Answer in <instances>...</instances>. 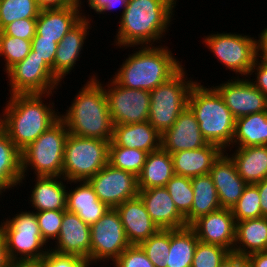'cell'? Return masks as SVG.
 <instances>
[{
  "label": "cell",
  "mask_w": 267,
  "mask_h": 267,
  "mask_svg": "<svg viewBox=\"0 0 267 267\" xmlns=\"http://www.w3.org/2000/svg\"><path fill=\"white\" fill-rule=\"evenodd\" d=\"M176 2L178 0H126L120 8L123 10L111 45L122 51L134 46L159 45L176 20Z\"/></svg>",
  "instance_id": "cell-1"
},
{
  "label": "cell",
  "mask_w": 267,
  "mask_h": 267,
  "mask_svg": "<svg viewBox=\"0 0 267 267\" xmlns=\"http://www.w3.org/2000/svg\"><path fill=\"white\" fill-rule=\"evenodd\" d=\"M54 93L57 92L13 94L2 106L1 129L20 151L60 119V112L55 108L57 105L50 99Z\"/></svg>",
  "instance_id": "cell-2"
},
{
  "label": "cell",
  "mask_w": 267,
  "mask_h": 267,
  "mask_svg": "<svg viewBox=\"0 0 267 267\" xmlns=\"http://www.w3.org/2000/svg\"><path fill=\"white\" fill-rule=\"evenodd\" d=\"M93 75L77 91L67 106L60 112L70 134L78 137L96 138L111 141L114 124L108 108L106 93L98 73ZM101 81V82H100Z\"/></svg>",
  "instance_id": "cell-3"
},
{
  "label": "cell",
  "mask_w": 267,
  "mask_h": 267,
  "mask_svg": "<svg viewBox=\"0 0 267 267\" xmlns=\"http://www.w3.org/2000/svg\"><path fill=\"white\" fill-rule=\"evenodd\" d=\"M134 48L112 75L122 87L152 91L185 66L165 43Z\"/></svg>",
  "instance_id": "cell-4"
},
{
  "label": "cell",
  "mask_w": 267,
  "mask_h": 267,
  "mask_svg": "<svg viewBox=\"0 0 267 267\" xmlns=\"http://www.w3.org/2000/svg\"><path fill=\"white\" fill-rule=\"evenodd\" d=\"M195 82L189 92L188 107L195 114L199 129L208 143L220 146L224 151L231 144L235 130V118L218 91ZM208 87V88H207Z\"/></svg>",
  "instance_id": "cell-5"
},
{
  "label": "cell",
  "mask_w": 267,
  "mask_h": 267,
  "mask_svg": "<svg viewBox=\"0 0 267 267\" xmlns=\"http://www.w3.org/2000/svg\"><path fill=\"white\" fill-rule=\"evenodd\" d=\"M68 135L67 126L59 119L21 151L22 179L19 187L23 184L25 186L26 178L29 177L28 172L31 171L34 177L62 176L65 142Z\"/></svg>",
  "instance_id": "cell-6"
},
{
  "label": "cell",
  "mask_w": 267,
  "mask_h": 267,
  "mask_svg": "<svg viewBox=\"0 0 267 267\" xmlns=\"http://www.w3.org/2000/svg\"><path fill=\"white\" fill-rule=\"evenodd\" d=\"M188 76L183 66L168 81L150 91L148 122L161 135L170 129L179 114L188 107L190 89L197 81Z\"/></svg>",
  "instance_id": "cell-7"
},
{
  "label": "cell",
  "mask_w": 267,
  "mask_h": 267,
  "mask_svg": "<svg viewBox=\"0 0 267 267\" xmlns=\"http://www.w3.org/2000/svg\"><path fill=\"white\" fill-rule=\"evenodd\" d=\"M18 211L0 221L10 260H41L50 250L43 240L34 211Z\"/></svg>",
  "instance_id": "cell-8"
},
{
  "label": "cell",
  "mask_w": 267,
  "mask_h": 267,
  "mask_svg": "<svg viewBox=\"0 0 267 267\" xmlns=\"http://www.w3.org/2000/svg\"><path fill=\"white\" fill-rule=\"evenodd\" d=\"M110 141L68 135L62 176L67 181L88 180L108 163Z\"/></svg>",
  "instance_id": "cell-9"
},
{
  "label": "cell",
  "mask_w": 267,
  "mask_h": 267,
  "mask_svg": "<svg viewBox=\"0 0 267 267\" xmlns=\"http://www.w3.org/2000/svg\"><path fill=\"white\" fill-rule=\"evenodd\" d=\"M250 34L237 32H212L205 35L202 44L209 49L226 70L233 72L232 77H248L257 59L256 39Z\"/></svg>",
  "instance_id": "cell-10"
},
{
  "label": "cell",
  "mask_w": 267,
  "mask_h": 267,
  "mask_svg": "<svg viewBox=\"0 0 267 267\" xmlns=\"http://www.w3.org/2000/svg\"><path fill=\"white\" fill-rule=\"evenodd\" d=\"M90 239L91 266L96 264V266L103 267L109 262L111 265L130 245L115 208H109L95 224L90 226ZM100 263L103 266L99 265Z\"/></svg>",
  "instance_id": "cell-11"
},
{
  "label": "cell",
  "mask_w": 267,
  "mask_h": 267,
  "mask_svg": "<svg viewBox=\"0 0 267 267\" xmlns=\"http://www.w3.org/2000/svg\"><path fill=\"white\" fill-rule=\"evenodd\" d=\"M5 73L9 95L57 92L62 87L52 69L36 55H28Z\"/></svg>",
  "instance_id": "cell-12"
},
{
  "label": "cell",
  "mask_w": 267,
  "mask_h": 267,
  "mask_svg": "<svg viewBox=\"0 0 267 267\" xmlns=\"http://www.w3.org/2000/svg\"><path fill=\"white\" fill-rule=\"evenodd\" d=\"M103 88L114 125L148 121L150 91L122 87L111 76Z\"/></svg>",
  "instance_id": "cell-13"
},
{
  "label": "cell",
  "mask_w": 267,
  "mask_h": 267,
  "mask_svg": "<svg viewBox=\"0 0 267 267\" xmlns=\"http://www.w3.org/2000/svg\"><path fill=\"white\" fill-rule=\"evenodd\" d=\"M98 199L109 208H116L126 200L138 196V178L107 163L88 180Z\"/></svg>",
  "instance_id": "cell-14"
},
{
  "label": "cell",
  "mask_w": 267,
  "mask_h": 267,
  "mask_svg": "<svg viewBox=\"0 0 267 267\" xmlns=\"http://www.w3.org/2000/svg\"><path fill=\"white\" fill-rule=\"evenodd\" d=\"M213 86L235 119L267 111V97L247 77H229Z\"/></svg>",
  "instance_id": "cell-15"
},
{
  "label": "cell",
  "mask_w": 267,
  "mask_h": 267,
  "mask_svg": "<svg viewBox=\"0 0 267 267\" xmlns=\"http://www.w3.org/2000/svg\"><path fill=\"white\" fill-rule=\"evenodd\" d=\"M190 227L200 242L220 245L232 253L235 243L236 221L231 209L215 210L195 220Z\"/></svg>",
  "instance_id": "cell-16"
},
{
  "label": "cell",
  "mask_w": 267,
  "mask_h": 267,
  "mask_svg": "<svg viewBox=\"0 0 267 267\" xmlns=\"http://www.w3.org/2000/svg\"><path fill=\"white\" fill-rule=\"evenodd\" d=\"M92 19L84 17L58 43L54 58V76L63 84L65 83L63 79L71 74L70 72L75 69L78 61L83 57L81 54L84 52V46L89 37L87 35H90L89 32L93 28L91 22L94 21Z\"/></svg>",
  "instance_id": "cell-17"
},
{
  "label": "cell",
  "mask_w": 267,
  "mask_h": 267,
  "mask_svg": "<svg viewBox=\"0 0 267 267\" xmlns=\"http://www.w3.org/2000/svg\"><path fill=\"white\" fill-rule=\"evenodd\" d=\"M54 243L50 246V250L59 254L79 256L91 267L90 226L76 213L64 210L59 236Z\"/></svg>",
  "instance_id": "cell-18"
},
{
  "label": "cell",
  "mask_w": 267,
  "mask_h": 267,
  "mask_svg": "<svg viewBox=\"0 0 267 267\" xmlns=\"http://www.w3.org/2000/svg\"><path fill=\"white\" fill-rule=\"evenodd\" d=\"M207 144V140L199 129L196 116L189 107L184 109L170 129L161 135V148L170 154L199 149Z\"/></svg>",
  "instance_id": "cell-19"
},
{
  "label": "cell",
  "mask_w": 267,
  "mask_h": 267,
  "mask_svg": "<svg viewBox=\"0 0 267 267\" xmlns=\"http://www.w3.org/2000/svg\"><path fill=\"white\" fill-rule=\"evenodd\" d=\"M138 196L159 229L171 230L187 226L185 217L177 210L165 186L139 190Z\"/></svg>",
  "instance_id": "cell-20"
},
{
  "label": "cell",
  "mask_w": 267,
  "mask_h": 267,
  "mask_svg": "<svg viewBox=\"0 0 267 267\" xmlns=\"http://www.w3.org/2000/svg\"><path fill=\"white\" fill-rule=\"evenodd\" d=\"M80 2L73 6L62 9H44L37 17L36 34L41 39L53 40L57 43L63 36L69 32L84 17L91 18L93 15H87Z\"/></svg>",
  "instance_id": "cell-21"
},
{
  "label": "cell",
  "mask_w": 267,
  "mask_h": 267,
  "mask_svg": "<svg viewBox=\"0 0 267 267\" xmlns=\"http://www.w3.org/2000/svg\"><path fill=\"white\" fill-rule=\"evenodd\" d=\"M115 209L130 245H140L160 230L150 218L139 196L126 200Z\"/></svg>",
  "instance_id": "cell-22"
},
{
  "label": "cell",
  "mask_w": 267,
  "mask_h": 267,
  "mask_svg": "<svg viewBox=\"0 0 267 267\" xmlns=\"http://www.w3.org/2000/svg\"><path fill=\"white\" fill-rule=\"evenodd\" d=\"M209 175L216 187L221 207L232 209L247 183L240 177L234 161L225 151L215 161Z\"/></svg>",
  "instance_id": "cell-23"
},
{
  "label": "cell",
  "mask_w": 267,
  "mask_h": 267,
  "mask_svg": "<svg viewBox=\"0 0 267 267\" xmlns=\"http://www.w3.org/2000/svg\"><path fill=\"white\" fill-rule=\"evenodd\" d=\"M33 178L35 183H32L34 186L30 187L31 194L27 199L29 207L33 208L31 211L66 210L68 181L63 176H33Z\"/></svg>",
  "instance_id": "cell-24"
},
{
  "label": "cell",
  "mask_w": 267,
  "mask_h": 267,
  "mask_svg": "<svg viewBox=\"0 0 267 267\" xmlns=\"http://www.w3.org/2000/svg\"><path fill=\"white\" fill-rule=\"evenodd\" d=\"M74 183V184H73ZM66 210L76 213L89 226L95 224L109 209L98 199L94 189L87 180L68 181ZM75 184L74 187H72Z\"/></svg>",
  "instance_id": "cell-25"
},
{
  "label": "cell",
  "mask_w": 267,
  "mask_h": 267,
  "mask_svg": "<svg viewBox=\"0 0 267 267\" xmlns=\"http://www.w3.org/2000/svg\"><path fill=\"white\" fill-rule=\"evenodd\" d=\"M109 147L136 148L150 153L161 148V134L148 121L118 124L113 127Z\"/></svg>",
  "instance_id": "cell-26"
},
{
  "label": "cell",
  "mask_w": 267,
  "mask_h": 267,
  "mask_svg": "<svg viewBox=\"0 0 267 267\" xmlns=\"http://www.w3.org/2000/svg\"><path fill=\"white\" fill-rule=\"evenodd\" d=\"M224 150L213 143L199 149H190L172 153L174 173L185 177L209 174L215 161Z\"/></svg>",
  "instance_id": "cell-27"
},
{
  "label": "cell",
  "mask_w": 267,
  "mask_h": 267,
  "mask_svg": "<svg viewBox=\"0 0 267 267\" xmlns=\"http://www.w3.org/2000/svg\"><path fill=\"white\" fill-rule=\"evenodd\" d=\"M228 149L230 153L228 150L225 152L234 161L238 174L247 184H256L267 178V145Z\"/></svg>",
  "instance_id": "cell-28"
},
{
  "label": "cell",
  "mask_w": 267,
  "mask_h": 267,
  "mask_svg": "<svg viewBox=\"0 0 267 267\" xmlns=\"http://www.w3.org/2000/svg\"><path fill=\"white\" fill-rule=\"evenodd\" d=\"M262 251H267V217L237 221L232 253L247 257Z\"/></svg>",
  "instance_id": "cell-29"
},
{
  "label": "cell",
  "mask_w": 267,
  "mask_h": 267,
  "mask_svg": "<svg viewBox=\"0 0 267 267\" xmlns=\"http://www.w3.org/2000/svg\"><path fill=\"white\" fill-rule=\"evenodd\" d=\"M22 179L21 151L0 128V197L17 188ZM3 193V194H2ZM3 195V196H2ZM0 200L2 201L3 198Z\"/></svg>",
  "instance_id": "cell-30"
},
{
  "label": "cell",
  "mask_w": 267,
  "mask_h": 267,
  "mask_svg": "<svg viewBox=\"0 0 267 267\" xmlns=\"http://www.w3.org/2000/svg\"><path fill=\"white\" fill-rule=\"evenodd\" d=\"M172 155L160 148L147 155L146 162L138 178V189L146 190L164 187L174 176Z\"/></svg>",
  "instance_id": "cell-31"
},
{
  "label": "cell",
  "mask_w": 267,
  "mask_h": 267,
  "mask_svg": "<svg viewBox=\"0 0 267 267\" xmlns=\"http://www.w3.org/2000/svg\"><path fill=\"white\" fill-rule=\"evenodd\" d=\"M267 145V111L235 119V130L229 148Z\"/></svg>",
  "instance_id": "cell-32"
},
{
  "label": "cell",
  "mask_w": 267,
  "mask_h": 267,
  "mask_svg": "<svg viewBox=\"0 0 267 267\" xmlns=\"http://www.w3.org/2000/svg\"><path fill=\"white\" fill-rule=\"evenodd\" d=\"M191 184L194 194L191 211L185 216L187 226L198 218L222 208L216 187L209 174L192 177Z\"/></svg>",
  "instance_id": "cell-33"
},
{
  "label": "cell",
  "mask_w": 267,
  "mask_h": 267,
  "mask_svg": "<svg viewBox=\"0 0 267 267\" xmlns=\"http://www.w3.org/2000/svg\"><path fill=\"white\" fill-rule=\"evenodd\" d=\"M196 233L190 226L170 230V248L166 267H192L198 244Z\"/></svg>",
  "instance_id": "cell-34"
},
{
  "label": "cell",
  "mask_w": 267,
  "mask_h": 267,
  "mask_svg": "<svg viewBox=\"0 0 267 267\" xmlns=\"http://www.w3.org/2000/svg\"><path fill=\"white\" fill-rule=\"evenodd\" d=\"M148 152L127 147H109L108 163L138 177L146 162Z\"/></svg>",
  "instance_id": "cell-35"
},
{
  "label": "cell",
  "mask_w": 267,
  "mask_h": 267,
  "mask_svg": "<svg viewBox=\"0 0 267 267\" xmlns=\"http://www.w3.org/2000/svg\"><path fill=\"white\" fill-rule=\"evenodd\" d=\"M40 11L37 0H0V31L18 19L37 18Z\"/></svg>",
  "instance_id": "cell-36"
},
{
  "label": "cell",
  "mask_w": 267,
  "mask_h": 267,
  "mask_svg": "<svg viewBox=\"0 0 267 267\" xmlns=\"http://www.w3.org/2000/svg\"><path fill=\"white\" fill-rule=\"evenodd\" d=\"M31 49V40L0 35V57L4 65L3 71L6 72L10 67L24 60L29 55Z\"/></svg>",
  "instance_id": "cell-37"
},
{
  "label": "cell",
  "mask_w": 267,
  "mask_h": 267,
  "mask_svg": "<svg viewBox=\"0 0 267 267\" xmlns=\"http://www.w3.org/2000/svg\"><path fill=\"white\" fill-rule=\"evenodd\" d=\"M235 221L264 217L260 207L259 190L256 184H247L237 203L231 209Z\"/></svg>",
  "instance_id": "cell-38"
},
{
  "label": "cell",
  "mask_w": 267,
  "mask_h": 267,
  "mask_svg": "<svg viewBox=\"0 0 267 267\" xmlns=\"http://www.w3.org/2000/svg\"><path fill=\"white\" fill-rule=\"evenodd\" d=\"M176 205L177 210L185 217L193 203L191 178L174 174L165 186Z\"/></svg>",
  "instance_id": "cell-39"
},
{
  "label": "cell",
  "mask_w": 267,
  "mask_h": 267,
  "mask_svg": "<svg viewBox=\"0 0 267 267\" xmlns=\"http://www.w3.org/2000/svg\"><path fill=\"white\" fill-rule=\"evenodd\" d=\"M140 246L155 267H166L170 248V230L160 229Z\"/></svg>",
  "instance_id": "cell-40"
},
{
  "label": "cell",
  "mask_w": 267,
  "mask_h": 267,
  "mask_svg": "<svg viewBox=\"0 0 267 267\" xmlns=\"http://www.w3.org/2000/svg\"><path fill=\"white\" fill-rule=\"evenodd\" d=\"M231 252L215 244H207L198 241L192 267H219Z\"/></svg>",
  "instance_id": "cell-41"
},
{
  "label": "cell",
  "mask_w": 267,
  "mask_h": 267,
  "mask_svg": "<svg viewBox=\"0 0 267 267\" xmlns=\"http://www.w3.org/2000/svg\"><path fill=\"white\" fill-rule=\"evenodd\" d=\"M35 213L43 240L50 247L59 236L64 210H45Z\"/></svg>",
  "instance_id": "cell-42"
},
{
  "label": "cell",
  "mask_w": 267,
  "mask_h": 267,
  "mask_svg": "<svg viewBox=\"0 0 267 267\" xmlns=\"http://www.w3.org/2000/svg\"><path fill=\"white\" fill-rule=\"evenodd\" d=\"M111 265L113 267H155L140 245H129Z\"/></svg>",
  "instance_id": "cell-43"
},
{
  "label": "cell",
  "mask_w": 267,
  "mask_h": 267,
  "mask_svg": "<svg viewBox=\"0 0 267 267\" xmlns=\"http://www.w3.org/2000/svg\"><path fill=\"white\" fill-rule=\"evenodd\" d=\"M32 49L29 55H36L42 59L53 71L54 58L58 48V43L53 40L41 39L40 35H35L31 40Z\"/></svg>",
  "instance_id": "cell-44"
},
{
  "label": "cell",
  "mask_w": 267,
  "mask_h": 267,
  "mask_svg": "<svg viewBox=\"0 0 267 267\" xmlns=\"http://www.w3.org/2000/svg\"><path fill=\"white\" fill-rule=\"evenodd\" d=\"M37 18L18 19L6 25L0 35L19 37L25 40H32L36 34Z\"/></svg>",
  "instance_id": "cell-45"
},
{
  "label": "cell",
  "mask_w": 267,
  "mask_h": 267,
  "mask_svg": "<svg viewBox=\"0 0 267 267\" xmlns=\"http://www.w3.org/2000/svg\"><path fill=\"white\" fill-rule=\"evenodd\" d=\"M41 267H89V265L79 256L64 255L49 250L41 259Z\"/></svg>",
  "instance_id": "cell-46"
},
{
  "label": "cell",
  "mask_w": 267,
  "mask_h": 267,
  "mask_svg": "<svg viewBox=\"0 0 267 267\" xmlns=\"http://www.w3.org/2000/svg\"><path fill=\"white\" fill-rule=\"evenodd\" d=\"M253 73L255 74V76ZM247 78L256 88H258L267 97V64L266 63H263L256 59L254 65L251 67L249 71Z\"/></svg>",
  "instance_id": "cell-47"
},
{
  "label": "cell",
  "mask_w": 267,
  "mask_h": 267,
  "mask_svg": "<svg viewBox=\"0 0 267 267\" xmlns=\"http://www.w3.org/2000/svg\"><path fill=\"white\" fill-rule=\"evenodd\" d=\"M87 1V2H86ZM82 0L81 5L86 2L88 4L89 10L92 9L94 13L98 15H103L108 12L115 11L117 8H121L126 0Z\"/></svg>",
  "instance_id": "cell-48"
},
{
  "label": "cell",
  "mask_w": 267,
  "mask_h": 267,
  "mask_svg": "<svg viewBox=\"0 0 267 267\" xmlns=\"http://www.w3.org/2000/svg\"><path fill=\"white\" fill-rule=\"evenodd\" d=\"M256 39L257 60L267 64V26Z\"/></svg>",
  "instance_id": "cell-49"
},
{
  "label": "cell",
  "mask_w": 267,
  "mask_h": 267,
  "mask_svg": "<svg viewBox=\"0 0 267 267\" xmlns=\"http://www.w3.org/2000/svg\"><path fill=\"white\" fill-rule=\"evenodd\" d=\"M77 0H37L41 10L44 9H62L73 6Z\"/></svg>",
  "instance_id": "cell-50"
},
{
  "label": "cell",
  "mask_w": 267,
  "mask_h": 267,
  "mask_svg": "<svg viewBox=\"0 0 267 267\" xmlns=\"http://www.w3.org/2000/svg\"><path fill=\"white\" fill-rule=\"evenodd\" d=\"M246 259L247 267H267V251L252 253Z\"/></svg>",
  "instance_id": "cell-51"
},
{
  "label": "cell",
  "mask_w": 267,
  "mask_h": 267,
  "mask_svg": "<svg viewBox=\"0 0 267 267\" xmlns=\"http://www.w3.org/2000/svg\"><path fill=\"white\" fill-rule=\"evenodd\" d=\"M219 267H247V259L244 256L230 253Z\"/></svg>",
  "instance_id": "cell-52"
},
{
  "label": "cell",
  "mask_w": 267,
  "mask_h": 267,
  "mask_svg": "<svg viewBox=\"0 0 267 267\" xmlns=\"http://www.w3.org/2000/svg\"><path fill=\"white\" fill-rule=\"evenodd\" d=\"M256 185L259 190L260 207H261L262 215L264 217H267V178L256 183Z\"/></svg>",
  "instance_id": "cell-53"
},
{
  "label": "cell",
  "mask_w": 267,
  "mask_h": 267,
  "mask_svg": "<svg viewBox=\"0 0 267 267\" xmlns=\"http://www.w3.org/2000/svg\"><path fill=\"white\" fill-rule=\"evenodd\" d=\"M7 267H41V260H9Z\"/></svg>",
  "instance_id": "cell-54"
},
{
  "label": "cell",
  "mask_w": 267,
  "mask_h": 267,
  "mask_svg": "<svg viewBox=\"0 0 267 267\" xmlns=\"http://www.w3.org/2000/svg\"><path fill=\"white\" fill-rule=\"evenodd\" d=\"M9 257L7 254L6 240L3 232L0 230V267H7L9 262Z\"/></svg>",
  "instance_id": "cell-55"
}]
</instances>
